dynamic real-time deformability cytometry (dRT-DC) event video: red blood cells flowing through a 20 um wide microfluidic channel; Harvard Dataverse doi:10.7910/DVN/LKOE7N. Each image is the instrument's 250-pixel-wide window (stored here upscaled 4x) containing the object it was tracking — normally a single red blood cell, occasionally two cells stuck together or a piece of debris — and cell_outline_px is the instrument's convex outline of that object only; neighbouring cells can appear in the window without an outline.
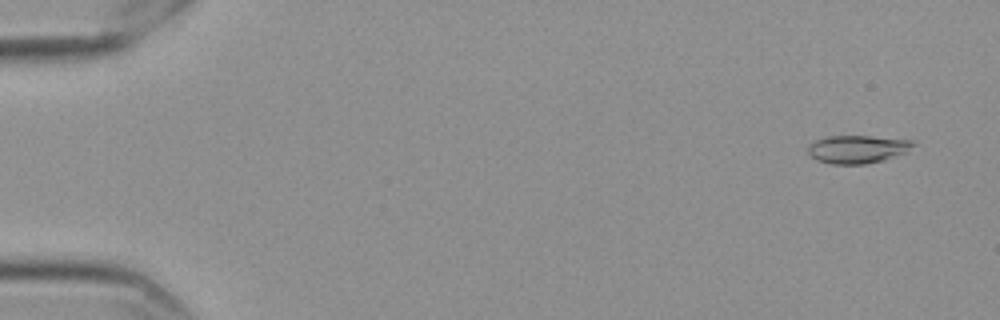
{"species": "Egyptian fruit bat (a non-hibernating species)", "species_latin": "Rousettus aegyptiacus", "temperature_condition": "cold", "stored_images_in_passage": 58, "camera_frame_rate_fps": 3000, "um_per_image_px": 0.085, "frame": {"image": 1, "passage_image": 4, "time_ms": 1.0, "image_size_px": [1000, 320], "cell_outline_px": [[916, 144], [908, 152], [884, 160], [864, 164], [832, 164], [816, 160], [808, 152], [808, 144], [816, 140], [828, 136], [872, 136], [916, 140]], "centroid_in_image_um": [72.94, 12.67], "position_along_channel_um": 12.1, "area_um2": 17.4}}
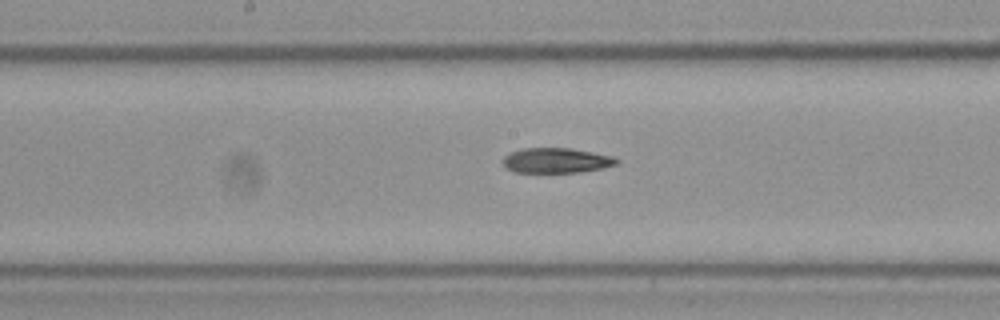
{"frame": {"image": 2, "passage_image": 31, "time_ms": 10.0, "image_size_px": [1000, 320], "cell_outline_px": [[620, 164], [604, 168], [580, 172], [512, 172], [504, 168], [504, 156], [512, 152], [524, 148], [572, 148], [612, 156], [620, 160]], "centroid_in_image_um": [47.32, 13.64], "position_along_channel_um": 200.9, "area_um2": 16.7}}
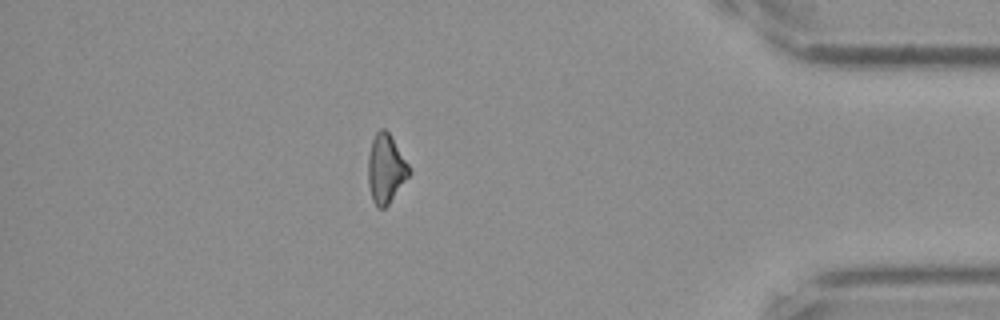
{"frame": {"image": 3, "passage_image": 51, "time_ms": 16.667, "image_size_px": [1000, 320], "cell_outline_px": [[412, 172], [388, 204], [384, 208], [376, 208], [372, 200], [368, 184], [368, 156], [372, 140], [376, 132], [380, 128], [384, 128], [388, 132], [408, 164]], "centroid_in_image_um": [32.78, 14.36], "position_along_channel_um": 402.4, "area_um2": 16.36}}